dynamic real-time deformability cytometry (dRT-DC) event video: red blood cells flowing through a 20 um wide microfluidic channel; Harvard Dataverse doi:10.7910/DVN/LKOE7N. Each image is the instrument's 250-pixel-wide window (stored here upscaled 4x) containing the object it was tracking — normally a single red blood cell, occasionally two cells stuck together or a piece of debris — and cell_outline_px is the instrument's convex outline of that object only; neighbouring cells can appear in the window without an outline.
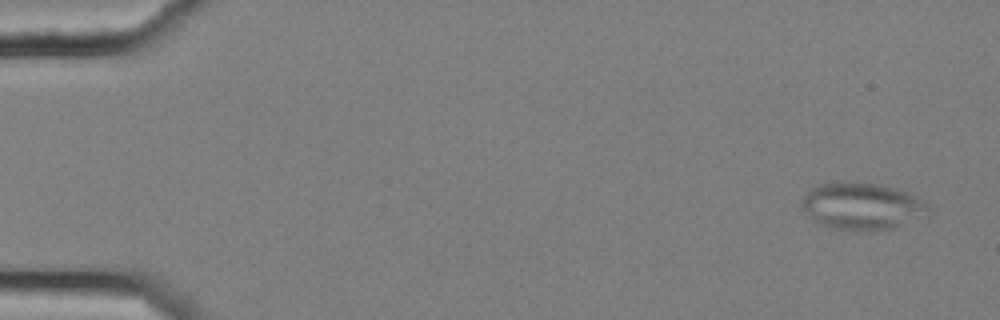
{"species": "common noctule bat (a hibernating species)", "species_latin": "Nyctalus noctula", "temperature_condition": "cold", "stored_images_in_passage": 10, "camera_frame_rate_fps": 3000, "um_per_image_px": 0.085, "animal": {"sex": "female", "body_mass_g": 25.1}, "frame": {"image": 1, "passage_image": 1, "time_ms": 0.0, "image_size_px": [1000, 320], "cell_outline_px": [[932, 212], [928, 216], [892, 228], [872, 232], [856, 232], [832, 228], [816, 224], [812, 220], [800, 204], [800, 200], [812, 188], [820, 184], [840, 180], [880, 184], [928, 200], [932, 208]], "centroid_in_image_um": [73.31, 17.54], "position_along_channel_um": 11.7, "area_um2": 35.84}}
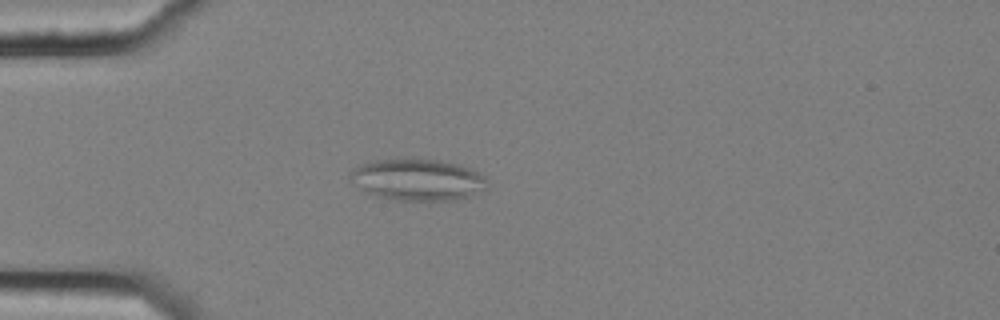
{"frame": {"image": 2, "passage_image": 4, "time_ms": 1.0, "image_size_px": [1000, 320], "cell_outline_px": [[488, 188], [472, 196], [456, 200], [388, 200], [364, 192], [348, 180], [348, 172], [352, 168], [360, 164], [376, 160], [440, 160], [460, 164], [472, 168], [484, 176], [488, 180]], "centroid_in_image_um": [35.49, 15.29], "position_along_channel_um": 49.5, "area_um2": 33.76}}